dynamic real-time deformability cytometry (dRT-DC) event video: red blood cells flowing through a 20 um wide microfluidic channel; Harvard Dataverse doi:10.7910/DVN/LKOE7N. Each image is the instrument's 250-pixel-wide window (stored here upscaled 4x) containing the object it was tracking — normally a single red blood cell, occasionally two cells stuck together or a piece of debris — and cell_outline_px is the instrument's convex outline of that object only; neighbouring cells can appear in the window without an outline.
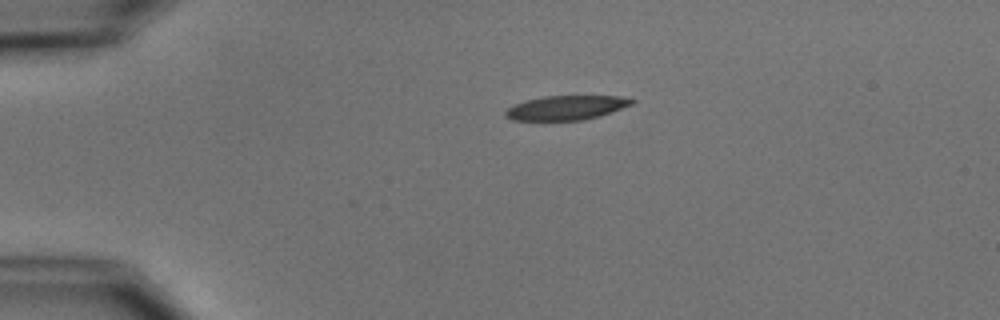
{"species": "common noctule bat (a hibernating species)", "species_latin": "Nyctalus noctula", "temperature_condition": "cold", "stored_images_in_passage": 2, "camera_frame_rate_fps": 3000, "um_per_image_px": 0.085, "animal": {"sex": "male", "body_mass_g": 15.6}, "frame": {"image": 1, "passage_image": 1, "time_ms": 0.0, "image_size_px": [1000, 320], "cell_outline_px": [[636, 100], [632, 104], [612, 112], [600, 116], [580, 120], [512, 120], [504, 116], [504, 112], [508, 108], [524, 100], [544, 96], [620, 96]], "centroid_in_image_um": [48.12, 9.15], "position_along_channel_um": 36.9, "area_um2": 17.86}}